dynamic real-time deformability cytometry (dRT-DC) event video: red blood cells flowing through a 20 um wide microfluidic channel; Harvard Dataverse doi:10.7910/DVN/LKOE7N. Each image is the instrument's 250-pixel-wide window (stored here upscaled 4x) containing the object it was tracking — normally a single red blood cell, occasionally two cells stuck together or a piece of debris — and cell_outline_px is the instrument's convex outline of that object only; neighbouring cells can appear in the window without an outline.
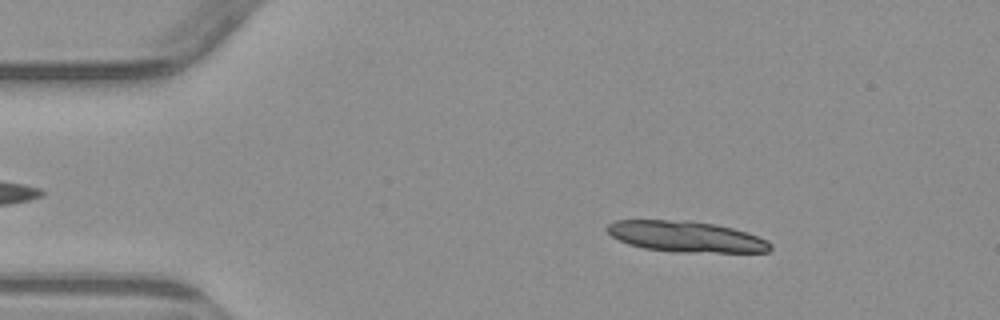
{"species": "common noctule bat (a hibernating species)", "species_latin": "Nyctalus noctula", "temperature_condition": "warm", "stored_images_in_passage": 4, "camera_frame_rate_fps": 3000, "um_per_image_px": 0.085, "animal": {"sex": "male", "body_mass_g": 23.1, "forearm_length_mm": 52.7}, "frame": {"image": 1, "passage_image": 2, "time_ms": 1.333, "image_size_px": [1000, 320], "cell_outline_px": [[772, 248], [768, 252], [676, 252], [644, 248], [628, 244], [612, 236], [608, 232], [608, 224], [616, 220], [688, 220], [716, 224], [748, 232], [768, 240], [772, 244]], "centroid_in_image_um": [58.36, 20.11], "position_along_channel_um": 26.6, "area_um2": 29.48}}
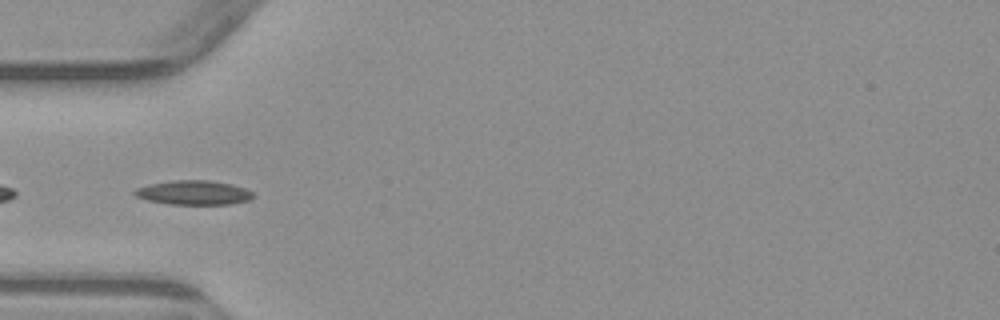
{"frame": {"image": 2, "passage_image": 4, "time_ms": 4.333, "image_size_px": [1000, 320], "cell_outline_px": [[256, 196], [248, 200], [232, 204], [168, 204], [148, 200], [136, 196], [132, 192], [136, 188], [148, 184], [176, 180], [208, 180], [232, 184], [244, 188], [252, 192]], "centroid_in_image_um": [16.46, 16.37], "position_along_channel_um": 68.5, "area_um2": 16.76}}